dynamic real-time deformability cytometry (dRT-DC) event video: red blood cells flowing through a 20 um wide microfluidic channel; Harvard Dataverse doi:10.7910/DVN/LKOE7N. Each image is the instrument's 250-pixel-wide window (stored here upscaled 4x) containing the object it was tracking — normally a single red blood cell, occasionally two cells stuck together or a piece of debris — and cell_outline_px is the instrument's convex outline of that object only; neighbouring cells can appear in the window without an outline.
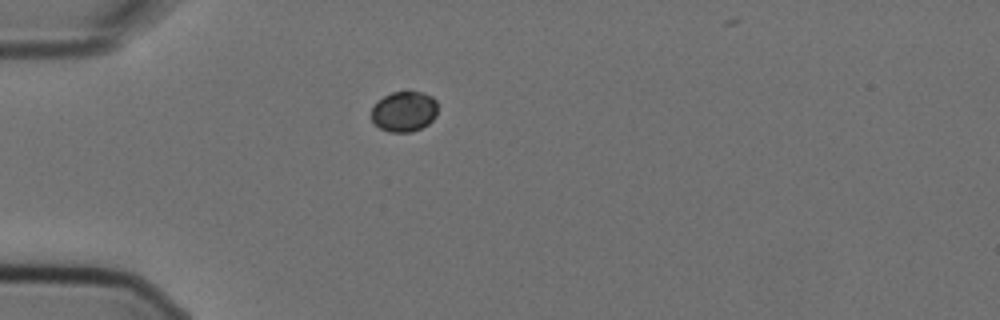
{"species": "Egyptian fruit bat (a non-hibernating species)", "species_latin": "Rousettus aegyptiacus", "temperature_condition": "cold", "stored_images_in_passage": 5, "camera_frame_rate_fps": 3000, "um_per_image_px": 0.085, "animal": {"sex": "female"}, "frame": {"image": 1, "passage_image": 5, "time_ms": 1.333, "image_size_px": [1000, 320], "cell_outline_px": [[436, 116], [428, 124], [412, 132], [388, 132], [380, 128], [372, 120], [372, 108], [376, 100], [392, 92], [424, 92], [432, 96], [436, 100]], "centroid_in_image_um": [34.34, 9.47], "position_along_channel_um": 50.7, "area_um2": 15.66}}